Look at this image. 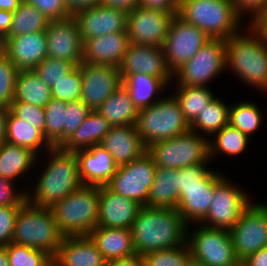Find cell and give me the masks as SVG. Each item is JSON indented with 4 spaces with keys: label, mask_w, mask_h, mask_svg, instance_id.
I'll return each instance as SVG.
<instances>
[{
    "label": "cell",
    "mask_w": 267,
    "mask_h": 266,
    "mask_svg": "<svg viewBox=\"0 0 267 266\" xmlns=\"http://www.w3.org/2000/svg\"><path fill=\"white\" fill-rule=\"evenodd\" d=\"M100 4L103 7L119 9L129 13L140 5V0H101Z\"/></svg>",
    "instance_id": "cell-53"
},
{
    "label": "cell",
    "mask_w": 267,
    "mask_h": 266,
    "mask_svg": "<svg viewBox=\"0 0 267 266\" xmlns=\"http://www.w3.org/2000/svg\"><path fill=\"white\" fill-rule=\"evenodd\" d=\"M49 21L42 12L23 0L13 12L11 28L5 37H16L27 33L45 31Z\"/></svg>",
    "instance_id": "cell-36"
},
{
    "label": "cell",
    "mask_w": 267,
    "mask_h": 266,
    "mask_svg": "<svg viewBox=\"0 0 267 266\" xmlns=\"http://www.w3.org/2000/svg\"><path fill=\"white\" fill-rule=\"evenodd\" d=\"M257 19H267V8Z\"/></svg>",
    "instance_id": "cell-62"
},
{
    "label": "cell",
    "mask_w": 267,
    "mask_h": 266,
    "mask_svg": "<svg viewBox=\"0 0 267 266\" xmlns=\"http://www.w3.org/2000/svg\"><path fill=\"white\" fill-rule=\"evenodd\" d=\"M108 261L89 236H66L53 258V266H107Z\"/></svg>",
    "instance_id": "cell-24"
},
{
    "label": "cell",
    "mask_w": 267,
    "mask_h": 266,
    "mask_svg": "<svg viewBox=\"0 0 267 266\" xmlns=\"http://www.w3.org/2000/svg\"><path fill=\"white\" fill-rule=\"evenodd\" d=\"M233 184L224 176L215 184L207 216L199 225L230 230L239 221L251 201L246 192Z\"/></svg>",
    "instance_id": "cell-14"
},
{
    "label": "cell",
    "mask_w": 267,
    "mask_h": 266,
    "mask_svg": "<svg viewBox=\"0 0 267 266\" xmlns=\"http://www.w3.org/2000/svg\"><path fill=\"white\" fill-rule=\"evenodd\" d=\"M178 200V169L156 167L147 207L176 209Z\"/></svg>",
    "instance_id": "cell-30"
},
{
    "label": "cell",
    "mask_w": 267,
    "mask_h": 266,
    "mask_svg": "<svg viewBox=\"0 0 267 266\" xmlns=\"http://www.w3.org/2000/svg\"><path fill=\"white\" fill-rule=\"evenodd\" d=\"M13 182L0 176V206H22L27 201V191H15Z\"/></svg>",
    "instance_id": "cell-50"
},
{
    "label": "cell",
    "mask_w": 267,
    "mask_h": 266,
    "mask_svg": "<svg viewBox=\"0 0 267 266\" xmlns=\"http://www.w3.org/2000/svg\"><path fill=\"white\" fill-rule=\"evenodd\" d=\"M84 42L97 36L126 32L127 13L101 4L73 15Z\"/></svg>",
    "instance_id": "cell-19"
},
{
    "label": "cell",
    "mask_w": 267,
    "mask_h": 266,
    "mask_svg": "<svg viewBox=\"0 0 267 266\" xmlns=\"http://www.w3.org/2000/svg\"><path fill=\"white\" fill-rule=\"evenodd\" d=\"M188 228L177 209L142 206L130 228L134 251L144 256L182 246L187 243Z\"/></svg>",
    "instance_id": "cell-1"
},
{
    "label": "cell",
    "mask_w": 267,
    "mask_h": 266,
    "mask_svg": "<svg viewBox=\"0 0 267 266\" xmlns=\"http://www.w3.org/2000/svg\"><path fill=\"white\" fill-rule=\"evenodd\" d=\"M226 69V46L223 39H210L174 73L176 86L206 87L207 83Z\"/></svg>",
    "instance_id": "cell-11"
},
{
    "label": "cell",
    "mask_w": 267,
    "mask_h": 266,
    "mask_svg": "<svg viewBox=\"0 0 267 266\" xmlns=\"http://www.w3.org/2000/svg\"><path fill=\"white\" fill-rule=\"evenodd\" d=\"M23 0H0V10L14 12Z\"/></svg>",
    "instance_id": "cell-59"
},
{
    "label": "cell",
    "mask_w": 267,
    "mask_h": 266,
    "mask_svg": "<svg viewBox=\"0 0 267 266\" xmlns=\"http://www.w3.org/2000/svg\"><path fill=\"white\" fill-rule=\"evenodd\" d=\"M229 233L240 263L259 249L267 247V204L250 203Z\"/></svg>",
    "instance_id": "cell-13"
},
{
    "label": "cell",
    "mask_w": 267,
    "mask_h": 266,
    "mask_svg": "<svg viewBox=\"0 0 267 266\" xmlns=\"http://www.w3.org/2000/svg\"><path fill=\"white\" fill-rule=\"evenodd\" d=\"M262 112L254 102L242 101L229 108V124L239 129L249 138L261 126ZM252 133V134H251Z\"/></svg>",
    "instance_id": "cell-39"
},
{
    "label": "cell",
    "mask_w": 267,
    "mask_h": 266,
    "mask_svg": "<svg viewBox=\"0 0 267 266\" xmlns=\"http://www.w3.org/2000/svg\"><path fill=\"white\" fill-rule=\"evenodd\" d=\"M37 8L49 20H63L71 17L65 0H24Z\"/></svg>",
    "instance_id": "cell-48"
},
{
    "label": "cell",
    "mask_w": 267,
    "mask_h": 266,
    "mask_svg": "<svg viewBox=\"0 0 267 266\" xmlns=\"http://www.w3.org/2000/svg\"><path fill=\"white\" fill-rule=\"evenodd\" d=\"M20 207L0 206V246H7L11 243Z\"/></svg>",
    "instance_id": "cell-49"
},
{
    "label": "cell",
    "mask_w": 267,
    "mask_h": 266,
    "mask_svg": "<svg viewBox=\"0 0 267 266\" xmlns=\"http://www.w3.org/2000/svg\"><path fill=\"white\" fill-rule=\"evenodd\" d=\"M217 135V136H216ZM215 140H209V157L210 160L218 154L237 155L246 150L249 137L239 129L232 127L230 124L224 126L220 131L213 135Z\"/></svg>",
    "instance_id": "cell-38"
},
{
    "label": "cell",
    "mask_w": 267,
    "mask_h": 266,
    "mask_svg": "<svg viewBox=\"0 0 267 266\" xmlns=\"http://www.w3.org/2000/svg\"><path fill=\"white\" fill-rule=\"evenodd\" d=\"M45 33L47 57L66 60L75 66L83 62V41L73 16L50 20Z\"/></svg>",
    "instance_id": "cell-18"
},
{
    "label": "cell",
    "mask_w": 267,
    "mask_h": 266,
    "mask_svg": "<svg viewBox=\"0 0 267 266\" xmlns=\"http://www.w3.org/2000/svg\"><path fill=\"white\" fill-rule=\"evenodd\" d=\"M241 264L244 266H267V247L249 255Z\"/></svg>",
    "instance_id": "cell-55"
},
{
    "label": "cell",
    "mask_w": 267,
    "mask_h": 266,
    "mask_svg": "<svg viewBox=\"0 0 267 266\" xmlns=\"http://www.w3.org/2000/svg\"><path fill=\"white\" fill-rule=\"evenodd\" d=\"M47 152L48 166L41 171L43 174L34 191L31 194L27 191V201L37 207L51 208L83 184L75 152H65L59 147H52Z\"/></svg>",
    "instance_id": "cell-2"
},
{
    "label": "cell",
    "mask_w": 267,
    "mask_h": 266,
    "mask_svg": "<svg viewBox=\"0 0 267 266\" xmlns=\"http://www.w3.org/2000/svg\"><path fill=\"white\" fill-rule=\"evenodd\" d=\"M111 127L102 115L91 110L78 129L59 148L65 152H75L99 145Z\"/></svg>",
    "instance_id": "cell-28"
},
{
    "label": "cell",
    "mask_w": 267,
    "mask_h": 266,
    "mask_svg": "<svg viewBox=\"0 0 267 266\" xmlns=\"http://www.w3.org/2000/svg\"><path fill=\"white\" fill-rule=\"evenodd\" d=\"M199 227V228H198ZM187 234L194 266H238L229 230L199 226ZM190 236V237H189Z\"/></svg>",
    "instance_id": "cell-10"
},
{
    "label": "cell",
    "mask_w": 267,
    "mask_h": 266,
    "mask_svg": "<svg viewBox=\"0 0 267 266\" xmlns=\"http://www.w3.org/2000/svg\"><path fill=\"white\" fill-rule=\"evenodd\" d=\"M135 127L146 148L190 130L174 95L162 97L155 104L139 109Z\"/></svg>",
    "instance_id": "cell-8"
},
{
    "label": "cell",
    "mask_w": 267,
    "mask_h": 266,
    "mask_svg": "<svg viewBox=\"0 0 267 266\" xmlns=\"http://www.w3.org/2000/svg\"><path fill=\"white\" fill-rule=\"evenodd\" d=\"M82 77L81 100L91 109L97 110L122 84L118 68L111 65L80 64Z\"/></svg>",
    "instance_id": "cell-17"
},
{
    "label": "cell",
    "mask_w": 267,
    "mask_h": 266,
    "mask_svg": "<svg viewBox=\"0 0 267 266\" xmlns=\"http://www.w3.org/2000/svg\"><path fill=\"white\" fill-rule=\"evenodd\" d=\"M178 15L210 39L226 40L241 32L242 16L232 0H181Z\"/></svg>",
    "instance_id": "cell-5"
},
{
    "label": "cell",
    "mask_w": 267,
    "mask_h": 266,
    "mask_svg": "<svg viewBox=\"0 0 267 266\" xmlns=\"http://www.w3.org/2000/svg\"><path fill=\"white\" fill-rule=\"evenodd\" d=\"M101 0H65V4L73 16L79 11L86 10L100 4Z\"/></svg>",
    "instance_id": "cell-54"
},
{
    "label": "cell",
    "mask_w": 267,
    "mask_h": 266,
    "mask_svg": "<svg viewBox=\"0 0 267 266\" xmlns=\"http://www.w3.org/2000/svg\"><path fill=\"white\" fill-rule=\"evenodd\" d=\"M38 156L30 149L7 142L0 144V176L14 181L29 172Z\"/></svg>",
    "instance_id": "cell-33"
},
{
    "label": "cell",
    "mask_w": 267,
    "mask_h": 266,
    "mask_svg": "<svg viewBox=\"0 0 267 266\" xmlns=\"http://www.w3.org/2000/svg\"><path fill=\"white\" fill-rule=\"evenodd\" d=\"M51 99V88L39 78L34 70H19L13 101L26 102L44 108Z\"/></svg>",
    "instance_id": "cell-34"
},
{
    "label": "cell",
    "mask_w": 267,
    "mask_h": 266,
    "mask_svg": "<svg viewBox=\"0 0 267 266\" xmlns=\"http://www.w3.org/2000/svg\"><path fill=\"white\" fill-rule=\"evenodd\" d=\"M18 72L9 57L0 49V107H11Z\"/></svg>",
    "instance_id": "cell-43"
},
{
    "label": "cell",
    "mask_w": 267,
    "mask_h": 266,
    "mask_svg": "<svg viewBox=\"0 0 267 266\" xmlns=\"http://www.w3.org/2000/svg\"><path fill=\"white\" fill-rule=\"evenodd\" d=\"M181 0H140V6L167 12L171 14H179Z\"/></svg>",
    "instance_id": "cell-52"
},
{
    "label": "cell",
    "mask_w": 267,
    "mask_h": 266,
    "mask_svg": "<svg viewBox=\"0 0 267 266\" xmlns=\"http://www.w3.org/2000/svg\"><path fill=\"white\" fill-rule=\"evenodd\" d=\"M66 110L67 102L54 98L44 107L45 139L52 147H60L64 143Z\"/></svg>",
    "instance_id": "cell-40"
},
{
    "label": "cell",
    "mask_w": 267,
    "mask_h": 266,
    "mask_svg": "<svg viewBox=\"0 0 267 266\" xmlns=\"http://www.w3.org/2000/svg\"><path fill=\"white\" fill-rule=\"evenodd\" d=\"M143 259L145 266H194L188 243L146 253Z\"/></svg>",
    "instance_id": "cell-41"
},
{
    "label": "cell",
    "mask_w": 267,
    "mask_h": 266,
    "mask_svg": "<svg viewBox=\"0 0 267 266\" xmlns=\"http://www.w3.org/2000/svg\"><path fill=\"white\" fill-rule=\"evenodd\" d=\"M82 77L80 65L76 66L65 78L60 79L51 87L52 98L71 102L81 98Z\"/></svg>",
    "instance_id": "cell-44"
},
{
    "label": "cell",
    "mask_w": 267,
    "mask_h": 266,
    "mask_svg": "<svg viewBox=\"0 0 267 266\" xmlns=\"http://www.w3.org/2000/svg\"><path fill=\"white\" fill-rule=\"evenodd\" d=\"M83 185L105 186L117 170L113 157L101 145L75 151Z\"/></svg>",
    "instance_id": "cell-23"
},
{
    "label": "cell",
    "mask_w": 267,
    "mask_h": 266,
    "mask_svg": "<svg viewBox=\"0 0 267 266\" xmlns=\"http://www.w3.org/2000/svg\"><path fill=\"white\" fill-rule=\"evenodd\" d=\"M99 145L111 154L117 166L128 164L147 151L136 127L131 125L111 127Z\"/></svg>",
    "instance_id": "cell-26"
},
{
    "label": "cell",
    "mask_w": 267,
    "mask_h": 266,
    "mask_svg": "<svg viewBox=\"0 0 267 266\" xmlns=\"http://www.w3.org/2000/svg\"><path fill=\"white\" fill-rule=\"evenodd\" d=\"M5 142L30 149L37 156L41 153L40 150L47 149L45 151H48L52 148L41 131L18 118L10 109L8 110Z\"/></svg>",
    "instance_id": "cell-32"
},
{
    "label": "cell",
    "mask_w": 267,
    "mask_h": 266,
    "mask_svg": "<svg viewBox=\"0 0 267 266\" xmlns=\"http://www.w3.org/2000/svg\"><path fill=\"white\" fill-rule=\"evenodd\" d=\"M122 85L128 90L137 109L149 107L159 101L155 96L164 91L172 79H160L147 74H120ZM155 98V99H154Z\"/></svg>",
    "instance_id": "cell-29"
},
{
    "label": "cell",
    "mask_w": 267,
    "mask_h": 266,
    "mask_svg": "<svg viewBox=\"0 0 267 266\" xmlns=\"http://www.w3.org/2000/svg\"><path fill=\"white\" fill-rule=\"evenodd\" d=\"M252 24L261 33L267 43V19H256Z\"/></svg>",
    "instance_id": "cell-60"
},
{
    "label": "cell",
    "mask_w": 267,
    "mask_h": 266,
    "mask_svg": "<svg viewBox=\"0 0 267 266\" xmlns=\"http://www.w3.org/2000/svg\"><path fill=\"white\" fill-rule=\"evenodd\" d=\"M156 167L181 169L195 164H207L209 139L189 130L173 138L153 143L147 147Z\"/></svg>",
    "instance_id": "cell-9"
},
{
    "label": "cell",
    "mask_w": 267,
    "mask_h": 266,
    "mask_svg": "<svg viewBox=\"0 0 267 266\" xmlns=\"http://www.w3.org/2000/svg\"><path fill=\"white\" fill-rule=\"evenodd\" d=\"M156 165L147 151L128 164L118 166L105 185L114 193L147 206L150 187L153 184Z\"/></svg>",
    "instance_id": "cell-12"
},
{
    "label": "cell",
    "mask_w": 267,
    "mask_h": 266,
    "mask_svg": "<svg viewBox=\"0 0 267 266\" xmlns=\"http://www.w3.org/2000/svg\"><path fill=\"white\" fill-rule=\"evenodd\" d=\"M120 74H147L160 79H173L162 47L129 44L118 66Z\"/></svg>",
    "instance_id": "cell-20"
},
{
    "label": "cell",
    "mask_w": 267,
    "mask_h": 266,
    "mask_svg": "<svg viewBox=\"0 0 267 266\" xmlns=\"http://www.w3.org/2000/svg\"><path fill=\"white\" fill-rule=\"evenodd\" d=\"M171 14L142 6L127 13L126 32L131 44L162 47L173 18Z\"/></svg>",
    "instance_id": "cell-16"
},
{
    "label": "cell",
    "mask_w": 267,
    "mask_h": 266,
    "mask_svg": "<svg viewBox=\"0 0 267 266\" xmlns=\"http://www.w3.org/2000/svg\"><path fill=\"white\" fill-rule=\"evenodd\" d=\"M208 41L210 38L200 28L175 15L162 46L172 73L188 62Z\"/></svg>",
    "instance_id": "cell-15"
},
{
    "label": "cell",
    "mask_w": 267,
    "mask_h": 266,
    "mask_svg": "<svg viewBox=\"0 0 267 266\" xmlns=\"http://www.w3.org/2000/svg\"><path fill=\"white\" fill-rule=\"evenodd\" d=\"M127 32L110 33L83 42V62L118 68L128 45Z\"/></svg>",
    "instance_id": "cell-25"
},
{
    "label": "cell",
    "mask_w": 267,
    "mask_h": 266,
    "mask_svg": "<svg viewBox=\"0 0 267 266\" xmlns=\"http://www.w3.org/2000/svg\"><path fill=\"white\" fill-rule=\"evenodd\" d=\"M142 205L99 186L98 227L130 229Z\"/></svg>",
    "instance_id": "cell-22"
},
{
    "label": "cell",
    "mask_w": 267,
    "mask_h": 266,
    "mask_svg": "<svg viewBox=\"0 0 267 266\" xmlns=\"http://www.w3.org/2000/svg\"><path fill=\"white\" fill-rule=\"evenodd\" d=\"M64 237L50 208L28 201L20 207L11 242L42 250L54 258Z\"/></svg>",
    "instance_id": "cell-6"
},
{
    "label": "cell",
    "mask_w": 267,
    "mask_h": 266,
    "mask_svg": "<svg viewBox=\"0 0 267 266\" xmlns=\"http://www.w3.org/2000/svg\"><path fill=\"white\" fill-rule=\"evenodd\" d=\"M13 19V12L0 10V41L9 33Z\"/></svg>",
    "instance_id": "cell-57"
},
{
    "label": "cell",
    "mask_w": 267,
    "mask_h": 266,
    "mask_svg": "<svg viewBox=\"0 0 267 266\" xmlns=\"http://www.w3.org/2000/svg\"><path fill=\"white\" fill-rule=\"evenodd\" d=\"M242 17L252 15L250 23L254 22L267 8V0H232Z\"/></svg>",
    "instance_id": "cell-51"
},
{
    "label": "cell",
    "mask_w": 267,
    "mask_h": 266,
    "mask_svg": "<svg viewBox=\"0 0 267 266\" xmlns=\"http://www.w3.org/2000/svg\"><path fill=\"white\" fill-rule=\"evenodd\" d=\"M107 266H145V262L143 256L135 254L128 258L110 261Z\"/></svg>",
    "instance_id": "cell-56"
},
{
    "label": "cell",
    "mask_w": 267,
    "mask_h": 266,
    "mask_svg": "<svg viewBox=\"0 0 267 266\" xmlns=\"http://www.w3.org/2000/svg\"><path fill=\"white\" fill-rule=\"evenodd\" d=\"M96 111L112 127L135 126L139 112L132 102L128 90L122 84Z\"/></svg>",
    "instance_id": "cell-31"
},
{
    "label": "cell",
    "mask_w": 267,
    "mask_h": 266,
    "mask_svg": "<svg viewBox=\"0 0 267 266\" xmlns=\"http://www.w3.org/2000/svg\"><path fill=\"white\" fill-rule=\"evenodd\" d=\"M50 209L65 237L88 236L98 225L99 186L82 185Z\"/></svg>",
    "instance_id": "cell-7"
},
{
    "label": "cell",
    "mask_w": 267,
    "mask_h": 266,
    "mask_svg": "<svg viewBox=\"0 0 267 266\" xmlns=\"http://www.w3.org/2000/svg\"><path fill=\"white\" fill-rule=\"evenodd\" d=\"M5 248L10 266H53V258L42 250L13 242Z\"/></svg>",
    "instance_id": "cell-42"
},
{
    "label": "cell",
    "mask_w": 267,
    "mask_h": 266,
    "mask_svg": "<svg viewBox=\"0 0 267 266\" xmlns=\"http://www.w3.org/2000/svg\"><path fill=\"white\" fill-rule=\"evenodd\" d=\"M229 108L222 99L214 97L190 124V130L202 136L214 135L229 124Z\"/></svg>",
    "instance_id": "cell-35"
},
{
    "label": "cell",
    "mask_w": 267,
    "mask_h": 266,
    "mask_svg": "<svg viewBox=\"0 0 267 266\" xmlns=\"http://www.w3.org/2000/svg\"><path fill=\"white\" fill-rule=\"evenodd\" d=\"M18 118L23 119L41 131L45 137L44 108L26 102L13 101L9 108Z\"/></svg>",
    "instance_id": "cell-46"
},
{
    "label": "cell",
    "mask_w": 267,
    "mask_h": 266,
    "mask_svg": "<svg viewBox=\"0 0 267 266\" xmlns=\"http://www.w3.org/2000/svg\"><path fill=\"white\" fill-rule=\"evenodd\" d=\"M248 33H237L225 40L226 68L230 67L244 83L264 91L267 87V43L248 23Z\"/></svg>",
    "instance_id": "cell-3"
},
{
    "label": "cell",
    "mask_w": 267,
    "mask_h": 266,
    "mask_svg": "<svg viewBox=\"0 0 267 266\" xmlns=\"http://www.w3.org/2000/svg\"><path fill=\"white\" fill-rule=\"evenodd\" d=\"M88 236L108 262L136 254L130 229L97 226Z\"/></svg>",
    "instance_id": "cell-27"
},
{
    "label": "cell",
    "mask_w": 267,
    "mask_h": 266,
    "mask_svg": "<svg viewBox=\"0 0 267 266\" xmlns=\"http://www.w3.org/2000/svg\"><path fill=\"white\" fill-rule=\"evenodd\" d=\"M206 166L195 164L178 169L179 200L176 209L188 227L190 222L200 224L206 218L215 184L223 177Z\"/></svg>",
    "instance_id": "cell-4"
},
{
    "label": "cell",
    "mask_w": 267,
    "mask_h": 266,
    "mask_svg": "<svg viewBox=\"0 0 267 266\" xmlns=\"http://www.w3.org/2000/svg\"><path fill=\"white\" fill-rule=\"evenodd\" d=\"M8 110L0 107V144L6 140Z\"/></svg>",
    "instance_id": "cell-58"
},
{
    "label": "cell",
    "mask_w": 267,
    "mask_h": 266,
    "mask_svg": "<svg viewBox=\"0 0 267 266\" xmlns=\"http://www.w3.org/2000/svg\"><path fill=\"white\" fill-rule=\"evenodd\" d=\"M0 266H10L5 246H0Z\"/></svg>",
    "instance_id": "cell-61"
},
{
    "label": "cell",
    "mask_w": 267,
    "mask_h": 266,
    "mask_svg": "<svg viewBox=\"0 0 267 266\" xmlns=\"http://www.w3.org/2000/svg\"><path fill=\"white\" fill-rule=\"evenodd\" d=\"M76 66L66 60L46 57L33 70L50 88L60 79L65 78Z\"/></svg>",
    "instance_id": "cell-45"
},
{
    "label": "cell",
    "mask_w": 267,
    "mask_h": 266,
    "mask_svg": "<svg viewBox=\"0 0 267 266\" xmlns=\"http://www.w3.org/2000/svg\"><path fill=\"white\" fill-rule=\"evenodd\" d=\"M0 49L18 70H33L47 57L46 33L39 31L16 37H4Z\"/></svg>",
    "instance_id": "cell-21"
},
{
    "label": "cell",
    "mask_w": 267,
    "mask_h": 266,
    "mask_svg": "<svg viewBox=\"0 0 267 266\" xmlns=\"http://www.w3.org/2000/svg\"><path fill=\"white\" fill-rule=\"evenodd\" d=\"M90 111L91 109L81 99L67 102L64 142L78 129Z\"/></svg>",
    "instance_id": "cell-47"
},
{
    "label": "cell",
    "mask_w": 267,
    "mask_h": 266,
    "mask_svg": "<svg viewBox=\"0 0 267 266\" xmlns=\"http://www.w3.org/2000/svg\"><path fill=\"white\" fill-rule=\"evenodd\" d=\"M173 95L179 102L182 114L189 124L215 97L207 86H177V91Z\"/></svg>",
    "instance_id": "cell-37"
}]
</instances>
